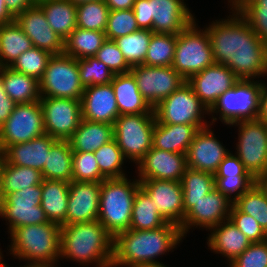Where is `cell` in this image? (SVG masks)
<instances>
[{
	"mask_svg": "<svg viewBox=\"0 0 267 267\" xmlns=\"http://www.w3.org/2000/svg\"><path fill=\"white\" fill-rule=\"evenodd\" d=\"M225 19L204 26L210 37L215 64L226 65L239 79L267 76V45L245 19L230 9Z\"/></svg>",
	"mask_w": 267,
	"mask_h": 267,
	"instance_id": "1",
	"label": "cell"
},
{
	"mask_svg": "<svg viewBox=\"0 0 267 267\" xmlns=\"http://www.w3.org/2000/svg\"><path fill=\"white\" fill-rule=\"evenodd\" d=\"M184 239L180 227L170 222L151 230L128 229L113 238L111 267L161 263L158 258L174 252Z\"/></svg>",
	"mask_w": 267,
	"mask_h": 267,
	"instance_id": "2",
	"label": "cell"
},
{
	"mask_svg": "<svg viewBox=\"0 0 267 267\" xmlns=\"http://www.w3.org/2000/svg\"><path fill=\"white\" fill-rule=\"evenodd\" d=\"M112 258L113 237L98 220L61 226L60 260L111 267Z\"/></svg>",
	"mask_w": 267,
	"mask_h": 267,
	"instance_id": "3",
	"label": "cell"
},
{
	"mask_svg": "<svg viewBox=\"0 0 267 267\" xmlns=\"http://www.w3.org/2000/svg\"><path fill=\"white\" fill-rule=\"evenodd\" d=\"M9 234L11 243L7 250L14 259L25 263L59 262L61 225L50 221L20 226Z\"/></svg>",
	"mask_w": 267,
	"mask_h": 267,
	"instance_id": "4",
	"label": "cell"
},
{
	"mask_svg": "<svg viewBox=\"0 0 267 267\" xmlns=\"http://www.w3.org/2000/svg\"><path fill=\"white\" fill-rule=\"evenodd\" d=\"M140 187L138 178H111L101 182L98 221L114 238L130 229L133 201Z\"/></svg>",
	"mask_w": 267,
	"mask_h": 267,
	"instance_id": "5",
	"label": "cell"
},
{
	"mask_svg": "<svg viewBox=\"0 0 267 267\" xmlns=\"http://www.w3.org/2000/svg\"><path fill=\"white\" fill-rule=\"evenodd\" d=\"M132 9L139 29L153 33L177 35L196 19L184 0H135Z\"/></svg>",
	"mask_w": 267,
	"mask_h": 267,
	"instance_id": "6",
	"label": "cell"
},
{
	"mask_svg": "<svg viewBox=\"0 0 267 267\" xmlns=\"http://www.w3.org/2000/svg\"><path fill=\"white\" fill-rule=\"evenodd\" d=\"M263 83V79H240L235 86L224 92L209 110V116L212 118L210 124L215 125L218 119L226 126L237 121L258 119ZM218 114L219 117H216Z\"/></svg>",
	"mask_w": 267,
	"mask_h": 267,
	"instance_id": "7",
	"label": "cell"
},
{
	"mask_svg": "<svg viewBox=\"0 0 267 267\" xmlns=\"http://www.w3.org/2000/svg\"><path fill=\"white\" fill-rule=\"evenodd\" d=\"M195 19L177 34L172 67L187 81L194 74L215 64L210 37Z\"/></svg>",
	"mask_w": 267,
	"mask_h": 267,
	"instance_id": "8",
	"label": "cell"
},
{
	"mask_svg": "<svg viewBox=\"0 0 267 267\" xmlns=\"http://www.w3.org/2000/svg\"><path fill=\"white\" fill-rule=\"evenodd\" d=\"M155 113L119 115L113 123L114 139L124 158L137 165L152 148Z\"/></svg>",
	"mask_w": 267,
	"mask_h": 267,
	"instance_id": "9",
	"label": "cell"
},
{
	"mask_svg": "<svg viewBox=\"0 0 267 267\" xmlns=\"http://www.w3.org/2000/svg\"><path fill=\"white\" fill-rule=\"evenodd\" d=\"M228 126L238 128L234 154L250 175L261 181L267 175V124L255 119L237 121Z\"/></svg>",
	"mask_w": 267,
	"mask_h": 267,
	"instance_id": "10",
	"label": "cell"
},
{
	"mask_svg": "<svg viewBox=\"0 0 267 267\" xmlns=\"http://www.w3.org/2000/svg\"><path fill=\"white\" fill-rule=\"evenodd\" d=\"M84 89L77 59L64 53L52 55L39 80L40 96L81 100Z\"/></svg>",
	"mask_w": 267,
	"mask_h": 267,
	"instance_id": "11",
	"label": "cell"
},
{
	"mask_svg": "<svg viewBox=\"0 0 267 267\" xmlns=\"http://www.w3.org/2000/svg\"><path fill=\"white\" fill-rule=\"evenodd\" d=\"M42 184L9 193L0 199V216L7 222L8 234L20 226L50 222L41 207Z\"/></svg>",
	"mask_w": 267,
	"mask_h": 267,
	"instance_id": "12",
	"label": "cell"
},
{
	"mask_svg": "<svg viewBox=\"0 0 267 267\" xmlns=\"http://www.w3.org/2000/svg\"><path fill=\"white\" fill-rule=\"evenodd\" d=\"M155 118L162 124H210L209 110L187 81L154 107Z\"/></svg>",
	"mask_w": 267,
	"mask_h": 267,
	"instance_id": "13",
	"label": "cell"
},
{
	"mask_svg": "<svg viewBox=\"0 0 267 267\" xmlns=\"http://www.w3.org/2000/svg\"><path fill=\"white\" fill-rule=\"evenodd\" d=\"M233 204L234 202L216 188L198 201H183L186 214L180 226L183 238L193 227L209 231L212 227L228 220Z\"/></svg>",
	"mask_w": 267,
	"mask_h": 267,
	"instance_id": "14",
	"label": "cell"
},
{
	"mask_svg": "<svg viewBox=\"0 0 267 267\" xmlns=\"http://www.w3.org/2000/svg\"><path fill=\"white\" fill-rule=\"evenodd\" d=\"M46 134L39 101L16 104L10 117L0 127V148L24 143Z\"/></svg>",
	"mask_w": 267,
	"mask_h": 267,
	"instance_id": "15",
	"label": "cell"
},
{
	"mask_svg": "<svg viewBox=\"0 0 267 267\" xmlns=\"http://www.w3.org/2000/svg\"><path fill=\"white\" fill-rule=\"evenodd\" d=\"M130 73L134 76L143 98L153 109L186 82L172 66L141 64L132 66Z\"/></svg>",
	"mask_w": 267,
	"mask_h": 267,
	"instance_id": "16",
	"label": "cell"
},
{
	"mask_svg": "<svg viewBox=\"0 0 267 267\" xmlns=\"http://www.w3.org/2000/svg\"><path fill=\"white\" fill-rule=\"evenodd\" d=\"M46 134L69 140L82 121L81 100L40 97Z\"/></svg>",
	"mask_w": 267,
	"mask_h": 267,
	"instance_id": "17",
	"label": "cell"
},
{
	"mask_svg": "<svg viewBox=\"0 0 267 267\" xmlns=\"http://www.w3.org/2000/svg\"><path fill=\"white\" fill-rule=\"evenodd\" d=\"M212 125L199 129L187 153V168L214 174L230 152L214 134Z\"/></svg>",
	"mask_w": 267,
	"mask_h": 267,
	"instance_id": "18",
	"label": "cell"
},
{
	"mask_svg": "<svg viewBox=\"0 0 267 267\" xmlns=\"http://www.w3.org/2000/svg\"><path fill=\"white\" fill-rule=\"evenodd\" d=\"M140 186L148 193L160 215L179 227L185 218L181 181L139 179Z\"/></svg>",
	"mask_w": 267,
	"mask_h": 267,
	"instance_id": "19",
	"label": "cell"
},
{
	"mask_svg": "<svg viewBox=\"0 0 267 267\" xmlns=\"http://www.w3.org/2000/svg\"><path fill=\"white\" fill-rule=\"evenodd\" d=\"M239 77L226 65L213 64L187 80L193 92L208 110L217 99L239 81Z\"/></svg>",
	"mask_w": 267,
	"mask_h": 267,
	"instance_id": "20",
	"label": "cell"
},
{
	"mask_svg": "<svg viewBox=\"0 0 267 267\" xmlns=\"http://www.w3.org/2000/svg\"><path fill=\"white\" fill-rule=\"evenodd\" d=\"M138 179L181 181L187 169L186 154L151 148L136 165Z\"/></svg>",
	"mask_w": 267,
	"mask_h": 267,
	"instance_id": "21",
	"label": "cell"
},
{
	"mask_svg": "<svg viewBox=\"0 0 267 267\" xmlns=\"http://www.w3.org/2000/svg\"><path fill=\"white\" fill-rule=\"evenodd\" d=\"M101 182L69 183V197L64 225L96 221L99 213Z\"/></svg>",
	"mask_w": 267,
	"mask_h": 267,
	"instance_id": "22",
	"label": "cell"
},
{
	"mask_svg": "<svg viewBox=\"0 0 267 267\" xmlns=\"http://www.w3.org/2000/svg\"><path fill=\"white\" fill-rule=\"evenodd\" d=\"M14 20L32 41L33 47L46 50L52 55L63 54L64 40L52 30L37 4L18 14Z\"/></svg>",
	"mask_w": 267,
	"mask_h": 267,
	"instance_id": "23",
	"label": "cell"
},
{
	"mask_svg": "<svg viewBox=\"0 0 267 267\" xmlns=\"http://www.w3.org/2000/svg\"><path fill=\"white\" fill-rule=\"evenodd\" d=\"M81 108L84 120L113 125L119 110L111 83L85 87Z\"/></svg>",
	"mask_w": 267,
	"mask_h": 267,
	"instance_id": "24",
	"label": "cell"
},
{
	"mask_svg": "<svg viewBox=\"0 0 267 267\" xmlns=\"http://www.w3.org/2000/svg\"><path fill=\"white\" fill-rule=\"evenodd\" d=\"M208 249L214 254H221L227 262H232L252 243L230 220L223 221L209 230Z\"/></svg>",
	"mask_w": 267,
	"mask_h": 267,
	"instance_id": "25",
	"label": "cell"
},
{
	"mask_svg": "<svg viewBox=\"0 0 267 267\" xmlns=\"http://www.w3.org/2000/svg\"><path fill=\"white\" fill-rule=\"evenodd\" d=\"M57 139L48 134L24 143L8 146L4 152V160L15 166H26L42 172L47 159V152Z\"/></svg>",
	"mask_w": 267,
	"mask_h": 267,
	"instance_id": "26",
	"label": "cell"
},
{
	"mask_svg": "<svg viewBox=\"0 0 267 267\" xmlns=\"http://www.w3.org/2000/svg\"><path fill=\"white\" fill-rule=\"evenodd\" d=\"M208 125L210 124H162L156 120L152 147L186 154L196 132Z\"/></svg>",
	"mask_w": 267,
	"mask_h": 267,
	"instance_id": "27",
	"label": "cell"
},
{
	"mask_svg": "<svg viewBox=\"0 0 267 267\" xmlns=\"http://www.w3.org/2000/svg\"><path fill=\"white\" fill-rule=\"evenodd\" d=\"M111 85L115 93L119 115L154 113V109L143 98L136 80L130 72L115 74Z\"/></svg>",
	"mask_w": 267,
	"mask_h": 267,
	"instance_id": "28",
	"label": "cell"
},
{
	"mask_svg": "<svg viewBox=\"0 0 267 267\" xmlns=\"http://www.w3.org/2000/svg\"><path fill=\"white\" fill-rule=\"evenodd\" d=\"M52 30L64 41L77 28V5L69 0H37Z\"/></svg>",
	"mask_w": 267,
	"mask_h": 267,
	"instance_id": "29",
	"label": "cell"
},
{
	"mask_svg": "<svg viewBox=\"0 0 267 267\" xmlns=\"http://www.w3.org/2000/svg\"><path fill=\"white\" fill-rule=\"evenodd\" d=\"M113 139L112 124L82 119L68 141L72 151L94 152Z\"/></svg>",
	"mask_w": 267,
	"mask_h": 267,
	"instance_id": "30",
	"label": "cell"
},
{
	"mask_svg": "<svg viewBox=\"0 0 267 267\" xmlns=\"http://www.w3.org/2000/svg\"><path fill=\"white\" fill-rule=\"evenodd\" d=\"M69 197V183L60 180L43 179L41 207L49 221L64 225Z\"/></svg>",
	"mask_w": 267,
	"mask_h": 267,
	"instance_id": "31",
	"label": "cell"
},
{
	"mask_svg": "<svg viewBox=\"0 0 267 267\" xmlns=\"http://www.w3.org/2000/svg\"><path fill=\"white\" fill-rule=\"evenodd\" d=\"M0 75L5 91L16 104L40 101L39 81L36 78L10 67H0Z\"/></svg>",
	"mask_w": 267,
	"mask_h": 267,
	"instance_id": "32",
	"label": "cell"
},
{
	"mask_svg": "<svg viewBox=\"0 0 267 267\" xmlns=\"http://www.w3.org/2000/svg\"><path fill=\"white\" fill-rule=\"evenodd\" d=\"M73 151L68 140H57L47 152L42 170L43 179L72 181Z\"/></svg>",
	"mask_w": 267,
	"mask_h": 267,
	"instance_id": "33",
	"label": "cell"
},
{
	"mask_svg": "<svg viewBox=\"0 0 267 267\" xmlns=\"http://www.w3.org/2000/svg\"><path fill=\"white\" fill-rule=\"evenodd\" d=\"M32 47V41L15 20L0 25V67H10L22 53Z\"/></svg>",
	"mask_w": 267,
	"mask_h": 267,
	"instance_id": "34",
	"label": "cell"
},
{
	"mask_svg": "<svg viewBox=\"0 0 267 267\" xmlns=\"http://www.w3.org/2000/svg\"><path fill=\"white\" fill-rule=\"evenodd\" d=\"M42 181L40 171L31 167L15 166L4 160L0 173V199L9 193L42 184Z\"/></svg>",
	"mask_w": 267,
	"mask_h": 267,
	"instance_id": "35",
	"label": "cell"
},
{
	"mask_svg": "<svg viewBox=\"0 0 267 267\" xmlns=\"http://www.w3.org/2000/svg\"><path fill=\"white\" fill-rule=\"evenodd\" d=\"M168 223L158 212L154 200L140 186L135 194L130 229L151 230L164 226Z\"/></svg>",
	"mask_w": 267,
	"mask_h": 267,
	"instance_id": "36",
	"label": "cell"
},
{
	"mask_svg": "<svg viewBox=\"0 0 267 267\" xmlns=\"http://www.w3.org/2000/svg\"><path fill=\"white\" fill-rule=\"evenodd\" d=\"M105 40V32L76 28L64 41L63 53L75 59L93 57Z\"/></svg>",
	"mask_w": 267,
	"mask_h": 267,
	"instance_id": "37",
	"label": "cell"
},
{
	"mask_svg": "<svg viewBox=\"0 0 267 267\" xmlns=\"http://www.w3.org/2000/svg\"><path fill=\"white\" fill-rule=\"evenodd\" d=\"M234 205L254 217L267 233V187L261 181H256Z\"/></svg>",
	"mask_w": 267,
	"mask_h": 267,
	"instance_id": "38",
	"label": "cell"
},
{
	"mask_svg": "<svg viewBox=\"0 0 267 267\" xmlns=\"http://www.w3.org/2000/svg\"><path fill=\"white\" fill-rule=\"evenodd\" d=\"M152 34L151 30L139 29L114 40L131 67L144 63Z\"/></svg>",
	"mask_w": 267,
	"mask_h": 267,
	"instance_id": "39",
	"label": "cell"
},
{
	"mask_svg": "<svg viewBox=\"0 0 267 267\" xmlns=\"http://www.w3.org/2000/svg\"><path fill=\"white\" fill-rule=\"evenodd\" d=\"M228 6L230 9L236 10L267 45V0L230 2Z\"/></svg>",
	"mask_w": 267,
	"mask_h": 267,
	"instance_id": "40",
	"label": "cell"
},
{
	"mask_svg": "<svg viewBox=\"0 0 267 267\" xmlns=\"http://www.w3.org/2000/svg\"><path fill=\"white\" fill-rule=\"evenodd\" d=\"M177 35L153 33L149 42L144 65L164 67L172 66Z\"/></svg>",
	"mask_w": 267,
	"mask_h": 267,
	"instance_id": "41",
	"label": "cell"
},
{
	"mask_svg": "<svg viewBox=\"0 0 267 267\" xmlns=\"http://www.w3.org/2000/svg\"><path fill=\"white\" fill-rule=\"evenodd\" d=\"M94 155L100 172L107 179L124 178L128 176L123 170V165L127 160L124 158L115 139L94 151Z\"/></svg>",
	"mask_w": 267,
	"mask_h": 267,
	"instance_id": "42",
	"label": "cell"
},
{
	"mask_svg": "<svg viewBox=\"0 0 267 267\" xmlns=\"http://www.w3.org/2000/svg\"><path fill=\"white\" fill-rule=\"evenodd\" d=\"M109 11L104 0L78 4L76 8L77 28L105 32Z\"/></svg>",
	"mask_w": 267,
	"mask_h": 267,
	"instance_id": "43",
	"label": "cell"
},
{
	"mask_svg": "<svg viewBox=\"0 0 267 267\" xmlns=\"http://www.w3.org/2000/svg\"><path fill=\"white\" fill-rule=\"evenodd\" d=\"M181 184L183 201H198L215 188L214 174L187 168Z\"/></svg>",
	"mask_w": 267,
	"mask_h": 267,
	"instance_id": "44",
	"label": "cell"
},
{
	"mask_svg": "<svg viewBox=\"0 0 267 267\" xmlns=\"http://www.w3.org/2000/svg\"><path fill=\"white\" fill-rule=\"evenodd\" d=\"M51 57L52 54L50 52L37 47H32L22 53L10 68L19 73L32 76L39 81L42 78Z\"/></svg>",
	"mask_w": 267,
	"mask_h": 267,
	"instance_id": "45",
	"label": "cell"
},
{
	"mask_svg": "<svg viewBox=\"0 0 267 267\" xmlns=\"http://www.w3.org/2000/svg\"><path fill=\"white\" fill-rule=\"evenodd\" d=\"M72 181L102 182L107 179L98 167L94 152L73 151Z\"/></svg>",
	"mask_w": 267,
	"mask_h": 267,
	"instance_id": "46",
	"label": "cell"
},
{
	"mask_svg": "<svg viewBox=\"0 0 267 267\" xmlns=\"http://www.w3.org/2000/svg\"><path fill=\"white\" fill-rule=\"evenodd\" d=\"M80 81L83 87L110 84L114 74L96 57L77 59Z\"/></svg>",
	"mask_w": 267,
	"mask_h": 267,
	"instance_id": "47",
	"label": "cell"
},
{
	"mask_svg": "<svg viewBox=\"0 0 267 267\" xmlns=\"http://www.w3.org/2000/svg\"><path fill=\"white\" fill-rule=\"evenodd\" d=\"M139 30L133 9L110 10L108 14L106 39L115 40Z\"/></svg>",
	"mask_w": 267,
	"mask_h": 267,
	"instance_id": "48",
	"label": "cell"
},
{
	"mask_svg": "<svg viewBox=\"0 0 267 267\" xmlns=\"http://www.w3.org/2000/svg\"><path fill=\"white\" fill-rule=\"evenodd\" d=\"M256 181L251 175H237V177L214 176L215 188L232 202H235Z\"/></svg>",
	"mask_w": 267,
	"mask_h": 267,
	"instance_id": "49",
	"label": "cell"
},
{
	"mask_svg": "<svg viewBox=\"0 0 267 267\" xmlns=\"http://www.w3.org/2000/svg\"><path fill=\"white\" fill-rule=\"evenodd\" d=\"M94 57L102 61L114 75L129 73L132 68L114 40L106 39Z\"/></svg>",
	"mask_w": 267,
	"mask_h": 267,
	"instance_id": "50",
	"label": "cell"
},
{
	"mask_svg": "<svg viewBox=\"0 0 267 267\" xmlns=\"http://www.w3.org/2000/svg\"><path fill=\"white\" fill-rule=\"evenodd\" d=\"M229 219L252 243L267 240V233L257 220L251 215L241 212L234 204Z\"/></svg>",
	"mask_w": 267,
	"mask_h": 267,
	"instance_id": "51",
	"label": "cell"
},
{
	"mask_svg": "<svg viewBox=\"0 0 267 267\" xmlns=\"http://www.w3.org/2000/svg\"><path fill=\"white\" fill-rule=\"evenodd\" d=\"M227 264L228 267H267V240L251 243L242 254Z\"/></svg>",
	"mask_w": 267,
	"mask_h": 267,
	"instance_id": "52",
	"label": "cell"
},
{
	"mask_svg": "<svg viewBox=\"0 0 267 267\" xmlns=\"http://www.w3.org/2000/svg\"><path fill=\"white\" fill-rule=\"evenodd\" d=\"M237 175H250L240 159L230 151L219 164L214 176L237 177Z\"/></svg>",
	"mask_w": 267,
	"mask_h": 267,
	"instance_id": "53",
	"label": "cell"
},
{
	"mask_svg": "<svg viewBox=\"0 0 267 267\" xmlns=\"http://www.w3.org/2000/svg\"><path fill=\"white\" fill-rule=\"evenodd\" d=\"M16 103L8 96L3 84V77L0 75V127L10 117Z\"/></svg>",
	"mask_w": 267,
	"mask_h": 267,
	"instance_id": "54",
	"label": "cell"
},
{
	"mask_svg": "<svg viewBox=\"0 0 267 267\" xmlns=\"http://www.w3.org/2000/svg\"><path fill=\"white\" fill-rule=\"evenodd\" d=\"M37 3V0H5V5L8 11L16 17L25 10L33 7Z\"/></svg>",
	"mask_w": 267,
	"mask_h": 267,
	"instance_id": "55",
	"label": "cell"
},
{
	"mask_svg": "<svg viewBox=\"0 0 267 267\" xmlns=\"http://www.w3.org/2000/svg\"><path fill=\"white\" fill-rule=\"evenodd\" d=\"M258 119L267 124V83L264 81L260 96V113Z\"/></svg>",
	"mask_w": 267,
	"mask_h": 267,
	"instance_id": "56",
	"label": "cell"
},
{
	"mask_svg": "<svg viewBox=\"0 0 267 267\" xmlns=\"http://www.w3.org/2000/svg\"><path fill=\"white\" fill-rule=\"evenodd\" d=\"M109 10H128L132 9L135 0H104Z\"/></svg>",
	"mask_w": 267,
	"mask_h": 267,
	"instance_id": "57",
	"label": "cell"
},
{
	"mask_svg": "<svg viewBox=\"0 0 267 267\" xmlns=\"http://www.w3.org/2000/svg\"><path fill=\"white\" fill-rule=\"evenodd\" d=\"M15 17L8 11L5 0H0V25L13 22Z\"/></svg>",
	"mask_w": 267,
	"mask_h": 267,
	"instance_id": "58",
	"label": "cell"
},
{
	"mask_svg": "<svg viewBox=\"0 0 267 267\" xmlns=\"http://www.w3.org/2000/svg\"><path fill=\"white\" fill-rule=\"evenodd\" d=\"M58 264L60 263H26L20 267H58Z\"/></svg>",
	"mask_w": 267,
	"mask_h": 267,
	"instance_id": "59",
	"label": "cell"
},
{
	"mask_svg": "<svg viewBox=\"0 0 267 267\" xmlns=\"http://www.w3.org/2000/svg\"><path fill=\"white\" fill-rule=\"evenodd\" d=\"M137 267H167V265L166 264L164 265L163 262H161V263L144 264V265H140V266H137Z\"/></svg>",
	"mask_w": 267,
	"mask_h": 267,
	"instance_id": "60",
	"label": "cell"
},
{
	"mask_svg": "<svg viewBox=\"0 0 267 267\" xmlns=\"http://www.w3.org/2000/svg\"><path fill=\"white\" fill-rule=\"evenodd\" d=\"M69 1H71L75 5H78V4L88 3L90 1H96V0H69Z\"/></svg>",
	"mask_w": 267,
	"mask_h": 267,
	"instance_id": "61",
	"label": "cell"
},
{
	"mask_svg": "<svg viewBox=\"0 0 267 267\" xmlns=\"http://www.w3.org/2000/svg\"><path fill=\"white\" fill-rule=\"evenodd\" d=\"M3 163H4V152L0 148V173H1V168H2Z\"/></svg>",
	"mask_w": 267,
	"mask_h": 267,
	"instance_id": "62",
	"label": "cell"
},
{
	"mask_svg": "<svg viewBox=\"0 0 267 267\" xmlns=\"http://www.w3.org/2000/svg\"><path fill=\"white\" fill-rule=\"evenodd\" d=\"M3 252H2V249H0V266H1V264L4 262V260H3V254H2Z\"/></svg>",
	"mask_w": 267,
	"mask_h": 267,
	"instance_id": "63",
	"label": "cell"
},
{
	"mask_svg": "<svg viewBox=\"0 0 267 267\" xmlns=\"http://www.w3.org/2000/svg\"><path fill=\"white\" fill-rule=\"evenodd\" d=\"M261 182L267 187V175L261 180Z\"/></svg>",
	"mask_w": 267,
	"mask_h": 267,
	"instance_id": "64",
	"label": "cell"
},
{
	"mask_svg": "<svg viewBox=\"0 0 267 267\" xmlns=\"http://www.w3.org/2000/svg\"><path fill=\"white\" fill-rule=\"evenodd\" d=\"M249 0H232L231 2H247Z\"/></svg>",
	"mask_w": 267,
	"mask_h": 267,
	"instance_id": "65",
	"label": "cell"
},
{
	"mask_svg": "<svg viewBox=\"0 0 267 267\" xmlns=\"http://www.w3.org/2000/svg\"><path fill=\"white\" fill-rule=\"evenodd\" d=\"M0 267H10V266L7 265L6 262H3Z\"/></svg>",
	"mask_w": 267,
	"mask_h": 267,
	"instance_id": "66",
	"label": "cell"
}]
</instances>
